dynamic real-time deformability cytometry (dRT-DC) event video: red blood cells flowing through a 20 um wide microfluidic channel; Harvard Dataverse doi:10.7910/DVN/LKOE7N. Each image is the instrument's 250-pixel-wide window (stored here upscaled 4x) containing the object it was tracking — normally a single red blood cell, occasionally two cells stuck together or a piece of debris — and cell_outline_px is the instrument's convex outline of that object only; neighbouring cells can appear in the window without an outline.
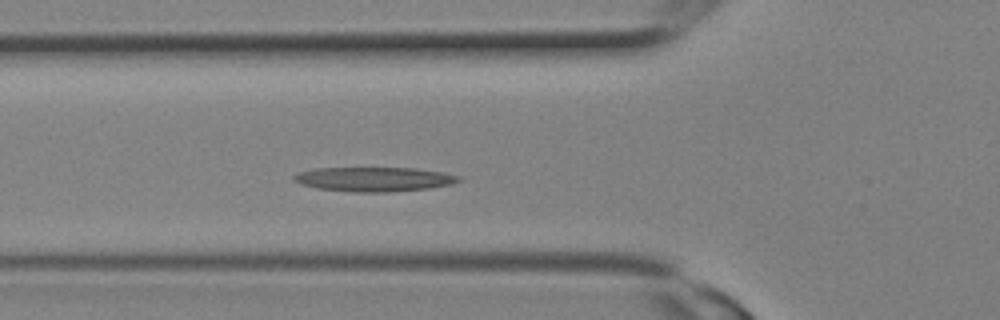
{"species": "Egyptian fruit bat (a non-hibernating species)", "species_latin": "Rousettus aegyptiacus", "temperature_condition": "room temperature", "stored_images_in_passage": 8, "camera_frame_rate_fps": 3000, "um_per_image_px": 0.085, "animal": {"sex": "female"}, "frame": {"image": 1, "passage_image": 8, "time_ms": 2.333, "image_size_px": [1000, 320], "cell_outline_px": [[464, 180], [452, 184], [428, 188], [388, 192], [352, 192], [316, 188], [300, 184], [292, 180], [292, 176], [300, 172], [316, 168], [416, 168], [444, 172], [460, 176]], "centroid_in_image_um": [31.81, 15.23], "position_along_channel_um": 94.0, "area_um2": 23.58}}